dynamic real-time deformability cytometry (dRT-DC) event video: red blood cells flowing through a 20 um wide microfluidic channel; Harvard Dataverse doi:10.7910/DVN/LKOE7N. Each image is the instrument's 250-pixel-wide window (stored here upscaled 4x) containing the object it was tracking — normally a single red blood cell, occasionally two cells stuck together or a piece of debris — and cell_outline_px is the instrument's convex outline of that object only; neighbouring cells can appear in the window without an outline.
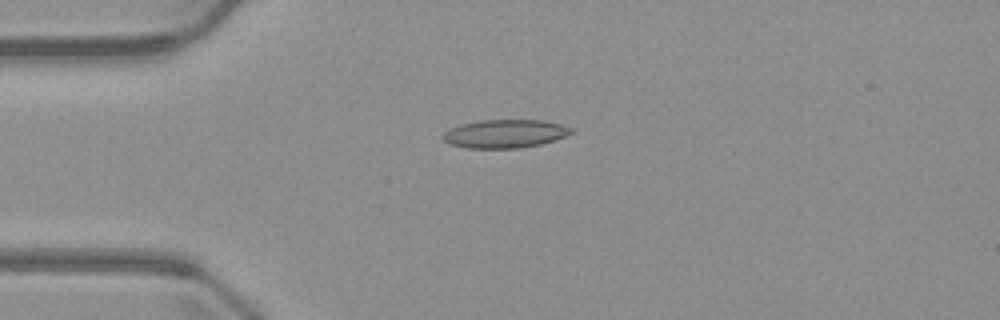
{"species": "common noctule bat (a hibernating species)", "species_latin": "Nyctalus noctula", "temperature_condition": "warm", "stored_images_in_passage": 4, "camera_frame_rate_fps": 3000, "um_per_image_px": 0.085, "animal": {"sex": "male", "body_mass_g": 23.1, "forearm_length_mm": 52.7}, "frame": {"image": 1, "passage_image": 4, "time_ms": 4.667, "image_size_px": [1000, 320], "cell_outline_px": [[576, 132], [556, 140], [540, 144], [520, 148], [468, 148], [448, 144], [440, 136], [444, 132], [460, 124], [480, 120], [544, 120], [560, 124], [572, 128]], "centroid_in_image_um": [42.94, 11.37], "position_along_channel_um": 42.1, "area_um2": 21.39}}